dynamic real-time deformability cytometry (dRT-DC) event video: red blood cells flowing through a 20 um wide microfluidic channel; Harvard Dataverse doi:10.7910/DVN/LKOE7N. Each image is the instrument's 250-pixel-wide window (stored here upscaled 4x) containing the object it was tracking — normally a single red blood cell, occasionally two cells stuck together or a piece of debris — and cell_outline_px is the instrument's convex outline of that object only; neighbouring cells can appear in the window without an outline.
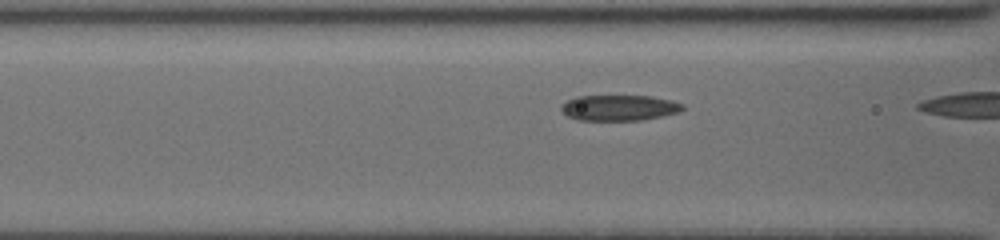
{"species": "common noctule bat (a hibernating species)", "species_latin": "Nyctalus noctula", "temperature_condition": "cold", "stored_images_in_passage": 15, "camera_frame_rate_fps": 3000, "um_per_image_px": 0.085, "animal": {"sex": "female", "body_mass_g": 19.5, "forearm_length_mm": 54.1}, "frame": {"image": 1, "passage_image": 11, "time_ms": 3.333, "image_size_px": [1000, 240], "cell_outline_px": [[684, 108], [680, 112], [664, 116], [640, 120], [576, 120], [568, 116], [560, 108], [560, 104], [576, 96], [652, 96], [672, 100], [684, 104]], "centroid_in_image_um": [52.65, 9.16], "position_along_channel_um": 113.9, "area_um2": 18.32}}